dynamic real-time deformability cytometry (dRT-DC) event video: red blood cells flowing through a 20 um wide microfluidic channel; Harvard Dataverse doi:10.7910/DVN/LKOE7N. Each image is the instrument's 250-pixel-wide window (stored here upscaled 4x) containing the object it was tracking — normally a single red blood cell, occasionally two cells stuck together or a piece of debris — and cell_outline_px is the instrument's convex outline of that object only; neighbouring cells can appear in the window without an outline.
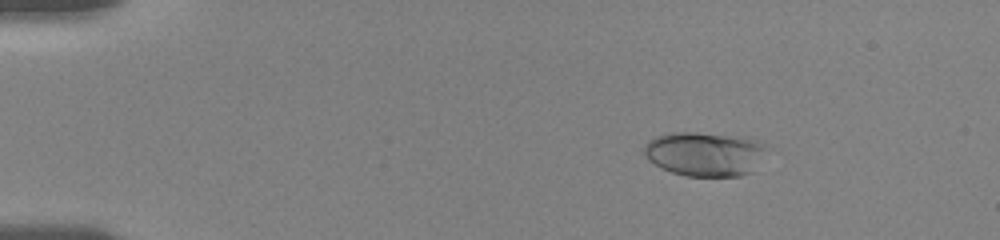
{"species": "human", "species_latin": "Homo sapiens", "temperature_condition": "room temperature", "stored_images_in_passage": 53, "camera_frame_rate_fps": 3000, "um_per_image_px": 0.085, "donor": {"sex": "female"}, "frame": {"image": 1, "passage_image": 9, "time_ms": 2.667, "image_size_px": [1000, 240], "cell_outline_px": [[764, 148], [752, 172], [740, 176], [684, 176], [660, 168], [648, 160], [644, 152], [644, 144], [648, 140], [656, 136], [668, 132], [696, 132], [748, 136], [764, 144]], "centroid_in_image_um": [59.84, 13.06], "position_along_channel_um": 25.2, "area_um2": 31.79}}
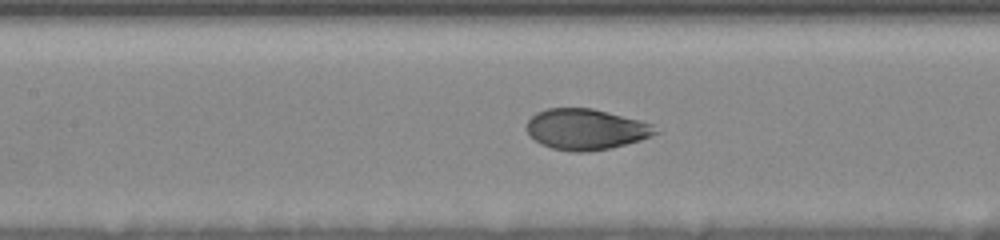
{"frame": {"image": 2, "passage_image": 28, "time_ms": 8.667, "image_size_px": [1000, 240], "cell_outline_px": [[660, 132], [652, 136], [640, 140], [608, 148], [588, 152], [572, 152], [552, 148], [540, 144], [528, 136], [528, 120], [536, 112], [548, 108], [592, 108], [640, 120], [652, 124]], "centroid_in_image_um": [49.79, 10.99], "position_along_channel_um": 157.6, "area_um2": 30.63}}
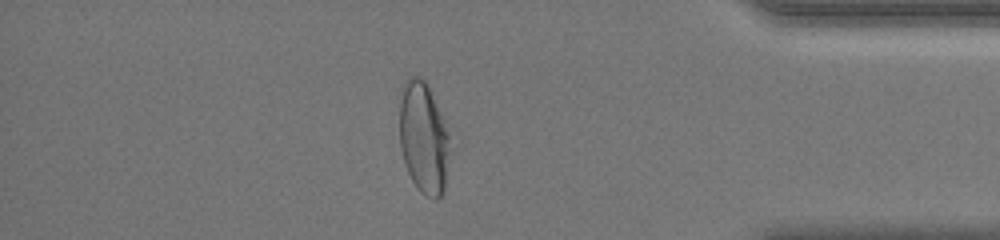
{"frame": {"image": 3, "passage_image": 46, "time_ms": 16.0, "image_size_px": [1000, 240], "cell_outline_px": [[452, 136], [444, 192], [436, 200], [424, 196], [420, 192], [412, 180], [404, 164], [400, 148], [400, 88], [404, 80], [408, 76], [416, 76], [424, 80], [452, 132]], "centroid_in_image_um": [36.03, 11.72], "position_along_channel_um": 399.2, "area_um2": 33.76}, "authors_computed_cell_mechanics": {"area_um2": 31.79, "velocity_mm_per_s": 3.6367, "shape_relaxation_time_tau1_ms": 4.3266, "shape_relaxation_time_tau2_ms": null, "deformation_change_tau1": 0.1792, "deformation_change_tau2": null}}